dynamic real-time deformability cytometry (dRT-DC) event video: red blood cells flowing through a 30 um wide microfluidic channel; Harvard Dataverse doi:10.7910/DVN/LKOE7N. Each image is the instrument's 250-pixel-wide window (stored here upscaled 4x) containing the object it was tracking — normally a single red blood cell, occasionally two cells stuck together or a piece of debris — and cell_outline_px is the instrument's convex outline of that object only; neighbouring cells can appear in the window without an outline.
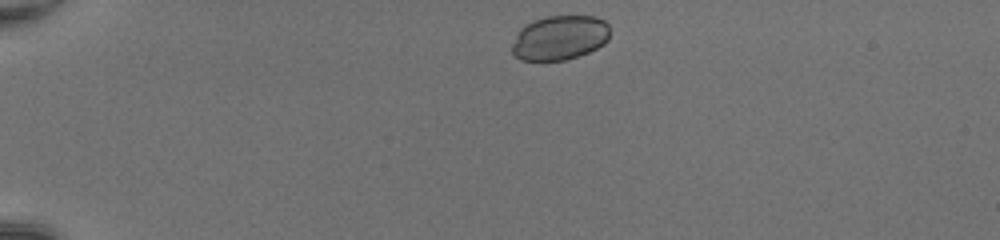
{"species": "common noctule bat (a hibernating species)", "species_latin": "Nyctalus noctula", "temperature_condition": "room temperature", "stored_images_in_passage": 39, "camera_frame_rate_fps": 3000, "um_per_image_px": 0.085, "animal": {"sex": "female", "body_mass_g": 20.0, "forearm_length_mm": 54.0}, "frame": {"image": 1, "passage_image": 1, "time_ms": 0.0, "image_size_px": [1000, 240], "cell_outline_px": [[608, 40], [604, 44], [588, 52], [564, 60], [520, 60], [512, 52], [512, 44], [520, 28], [524, 24], [532, 20], [548, 16], [596, 16], [604, 20], [608, 24]], "centroid_in_image_um": [47.56, 3.19], "position_along_channel_um": 37.4, "area_um2": 25.37}}
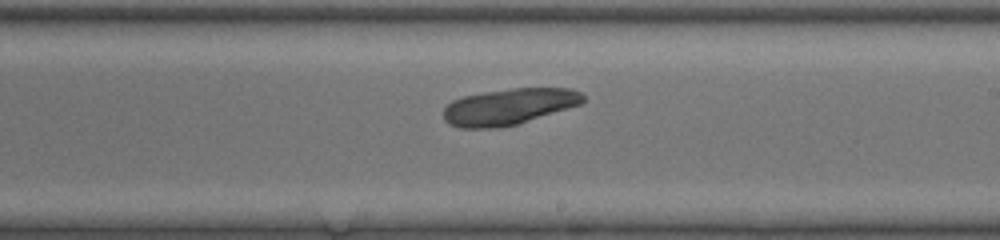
{"frame": {"image": 2, "passage_image": 21, "time_ms": 6.667, "image_size_px": [1000, 240], "cell_outline_px": [[584, 100], [580, 104], [516, 124], [496, 128], [460, 128], [448, 124], [444, 120], [444, 108], [452, 100], [464, 96], [484, 92], [512, 88], [572, 88], [580, 92], [584, 96]], "centroid_in_image_um": [43.22, 9.06], "position_along_channel_um": 245.8, "area_um2": 29.25}}
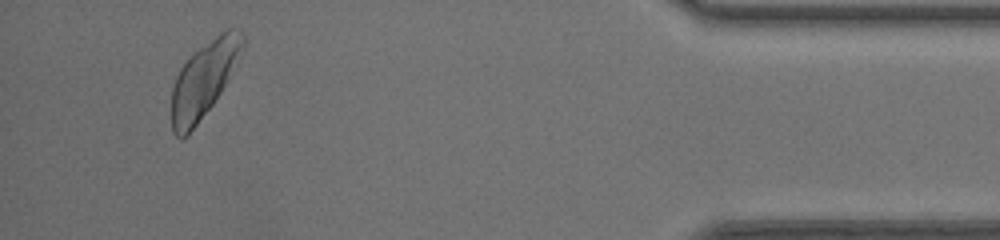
{"frame": {"image": 3, "passage_image": 37, "time_ms": 12.0, "image_size_px": [1000, 240], "cell_outline_px": [[244, 48], [220, 92], [212, 104], [188, 136], [176, 136], [172, 132], [172, 88], [176, 76], [180, 68], [200, 48], [220, 32], [228, 28], [240, 28], [244, 36]], "centroid_in_image_um": [17.33, 6.74], "position_along_channel_um": 417.9, "area_um2": 30.58}, "authors_computed_cell_mechanics": {"area_um2": 29.6514, "velocity_mm_per_s": 4.2022, "shape_relaxation_time_tau1_ms": 0.3847, "shape_relaxation_time_tau2_ms": 3.9461, "deformation_change_tau1": null, "deformation_change_tau2": 0.0964}}